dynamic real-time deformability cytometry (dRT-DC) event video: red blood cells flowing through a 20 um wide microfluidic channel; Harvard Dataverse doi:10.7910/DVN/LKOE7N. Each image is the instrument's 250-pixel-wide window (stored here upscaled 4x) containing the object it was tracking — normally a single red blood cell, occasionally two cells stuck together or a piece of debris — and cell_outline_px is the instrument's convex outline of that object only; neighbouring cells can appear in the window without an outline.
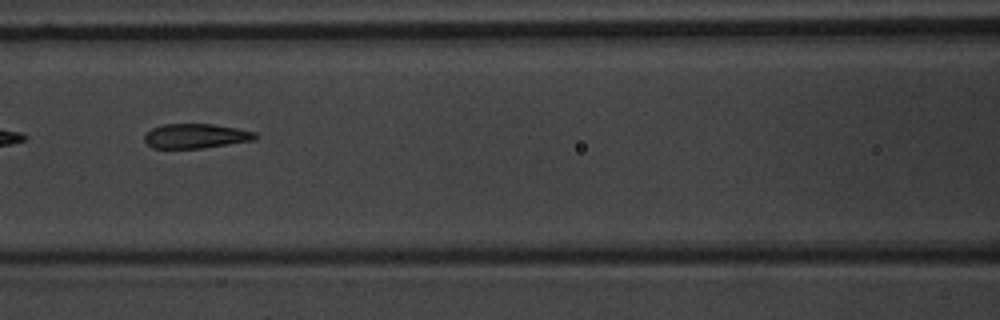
{"species": "common noctule bat (a hibernating species)", "species_latin": "Nyctalus noctula", "temperature_condition": "warm", "stored_images_in_passage": 9, "camera_frame_rate_fps": 3000, "um_per_image_px": 0.085, "animal": {"sex": "male", "body_mass_g": 20.1, "forearm_length_mm": 53.5}, "frame": {"image": 1, "passage_image": 9, "time_ms": 10.0, "image_size_px": [1000, 320], "cell_outline_px": [[260, 136], [256, 140], [204, 148], [152, 148], [144, 140], [144, 136], [152, 128], [164, 124], [212, 124], [236, 128], [256, 132]], "centroid_in_image_um": [16.69, 11.56], "position_along_channel_um": 149.9, "area_um2": 15.95}}